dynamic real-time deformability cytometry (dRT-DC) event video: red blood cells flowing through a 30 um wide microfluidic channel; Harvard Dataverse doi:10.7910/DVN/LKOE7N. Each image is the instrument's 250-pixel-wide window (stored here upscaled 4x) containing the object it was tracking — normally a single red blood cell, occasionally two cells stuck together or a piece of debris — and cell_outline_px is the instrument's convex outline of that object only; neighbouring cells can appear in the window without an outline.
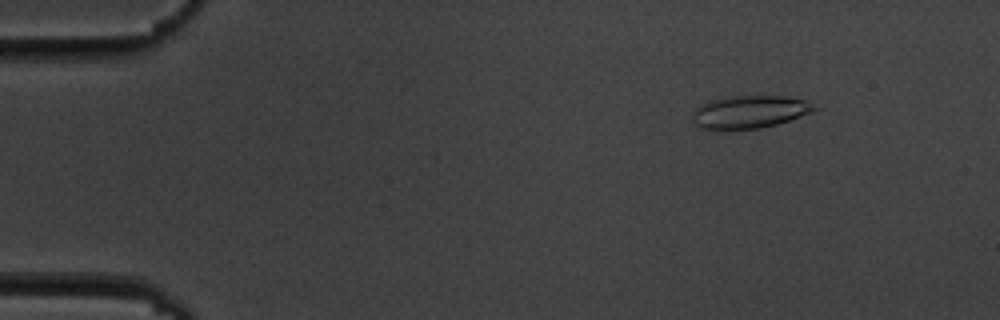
{"species": "common noctule bat (a hibernating species)", "species_latin": "Nyctalus noctula", "temperature_condition": "cold", "stored_images_in_passage": 4, "camera_frame_rate_fps": 3000, "um_per_image_px": 0.085, "animal": {"sex": "male", "body_mass_g": 19.5, "forearm_length_mm": 54.6}, "frame": {"image": 1, "passage_image": 1, "time_ms": 0.0, "image_size_px": [1000, 320], "cell_outline_px": [[820, 108], [812, 112], [776, 124], [760, 128], [700, 128], [692, 124], [692, 112], [696, 108], [712, 100], [732, 96], [788, 96], [804, 100]], "centroid_in_image_um": [63.72, 9.5], "position_along_channel_um": 21.3, "area_um2": 22.83}}